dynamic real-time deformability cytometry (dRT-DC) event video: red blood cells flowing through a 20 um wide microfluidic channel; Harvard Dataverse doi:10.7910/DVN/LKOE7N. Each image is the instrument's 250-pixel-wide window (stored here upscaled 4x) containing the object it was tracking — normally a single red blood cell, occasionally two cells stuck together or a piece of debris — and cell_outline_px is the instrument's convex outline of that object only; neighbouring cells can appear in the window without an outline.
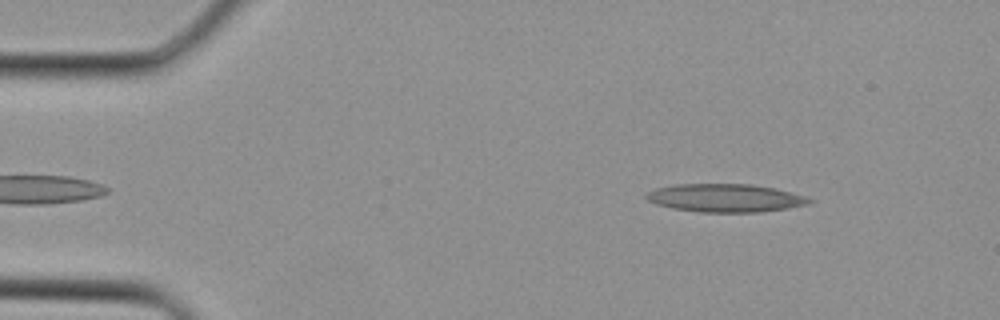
{"species": "Egyptian fruit bat (a non-hibernating species)", "species_latin": "Rousettus aegyptiacus", "temperature_condition": "cold", "stored_images_in_passage": 31, "camera_frame_rate_fps": 3000, "um_per_image_px": 0.085, "animal": {"sex": "female"}, "frame": {"image": 1, "passage_image": 1, "time_ms": 0.0, "image_size_px": [1000, 320], "cell_outline_px": [[816, 200], [808, 204], [788, 208], [756, 212], [700, 212], [672, 208], [656, 204], [648, 200], [644, 196], [648, 192], [656, 188], [676, 184], [752, 184], [776, 188], [804, 196]], "centroid_in_image_um": [61.65, 16.82], "position_along_channel_um": 23.3, "area_um2": 26.7}}
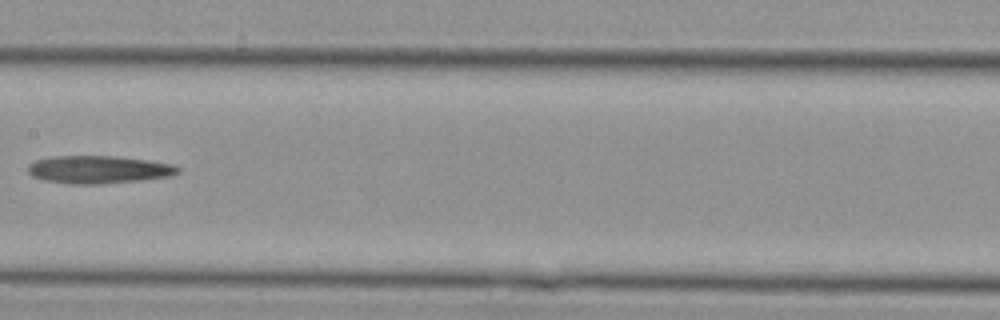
{"frame": {"image": 2, "passage_image": 14, "time_ms": 4.333, "image_size_px": [1000, 320], "cell_outline_px": [[180, 172], [172, 176], [140, 180], [100, 184], [68, 184], [44, 180], [32, 176], [28, 172], [28, 164], [36, 160], [52, 156], [112, 156], [148, 160], [172, 164], [180, 168]], "centroid_in_image_um": [8.37, 14.41], "position_along_channel_um": 199.0, "area_um2": 24.33}}
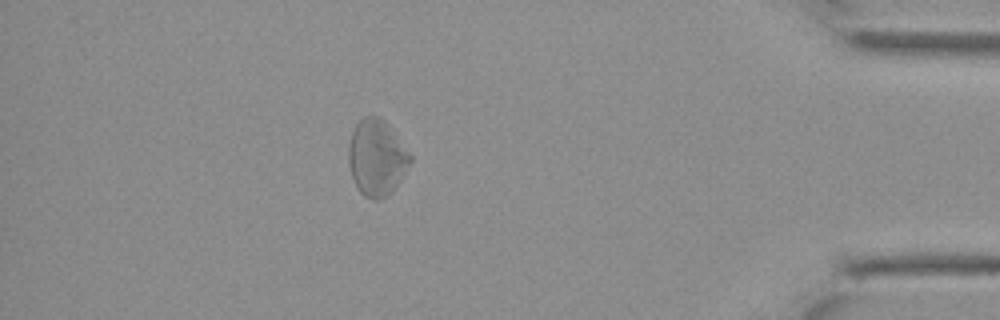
{"frame": {"image": 3, "passage_image": 27, "time_ms": 8.667, "image_size_px": [1000, 320], "cell_outline_px": [[412, 160], [400, 180], [392, 192], [380, 200], [372, 200], [364, 196], [360, 192], [352, 176], [348, 164], [348, 144], [352, 132], [356, 124], [364, 116], [380, 116], [388, 124], [412, 156]], "centroid_in_image_um": [32.01, 13.4], "position_along_channel_um": 403.2, "area_um2": 27.4}}